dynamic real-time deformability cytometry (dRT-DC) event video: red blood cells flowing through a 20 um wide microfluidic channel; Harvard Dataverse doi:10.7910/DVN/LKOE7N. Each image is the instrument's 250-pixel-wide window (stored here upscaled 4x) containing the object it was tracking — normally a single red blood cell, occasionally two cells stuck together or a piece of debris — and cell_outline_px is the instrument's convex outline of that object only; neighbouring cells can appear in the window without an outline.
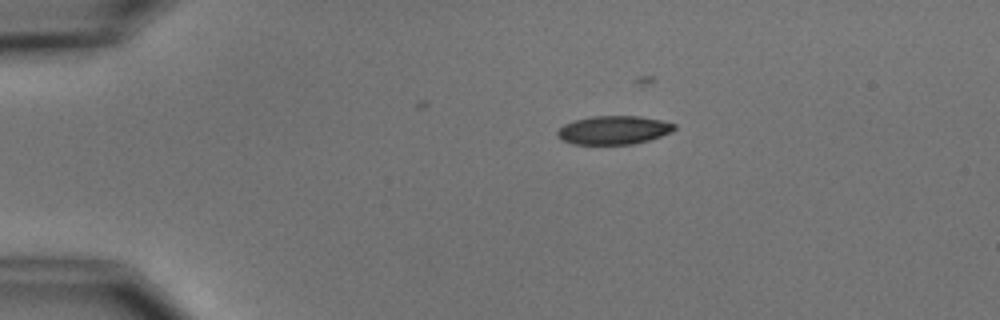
{"species": "common noctule bat (a hibernating species)", "species_latin": "Nyctalus noctula", "temperature_condition": "cold", "stored_images_in_passage": 5, "camera_frame_rate_fps": 3000, "um_per_image_px": 0.085, "animal": {"sex": "male", "body_mass_g": 15.6}, "frame": {"image": 1, "passage_image": 1, "time_ms": 0.0, "image_size_px": [1000, 320], "cell_outline_px": [[676, 128], [672, 132], [648, 140], [632, 144], [572, 144], [560, 140], [556, 136], [556, 132], [564, 124], [576, 120], [592, 116], [640, 116], [660, 120], [676, 124]], "centroid_in_image_um": [52.14, 11.06], "position_along_channel_um": 32.9, "area_um2": 19.48}}
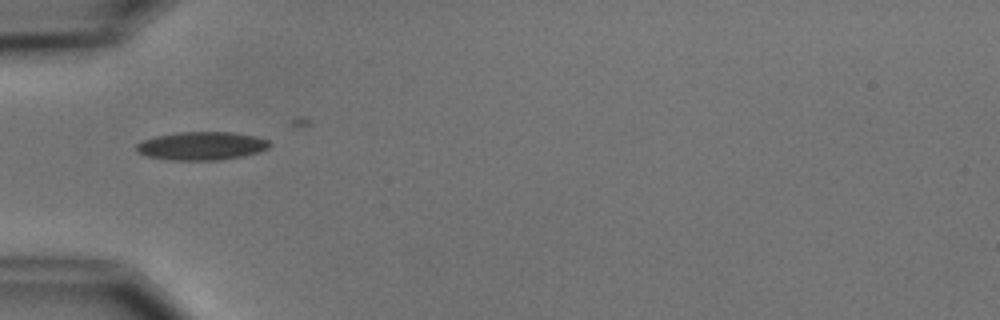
{"frame": {"image": 2, "passage_image": 3, "time_ms": 2.333, "image_size_px": [1000, 320], "cell_outline_px": [[272, 144], [268, 148], [244, 156], [220, 160], [172, 160], [148, 156], [136, 152], [136, 144], [144, 140], [156, 136], [180, 132], [232, 132], [252, 136], [268, 140]], "centroid_in_image_um": [17.13, 12.4], "position_along_channel_um": 67.9, "area_um2": 21.79}}
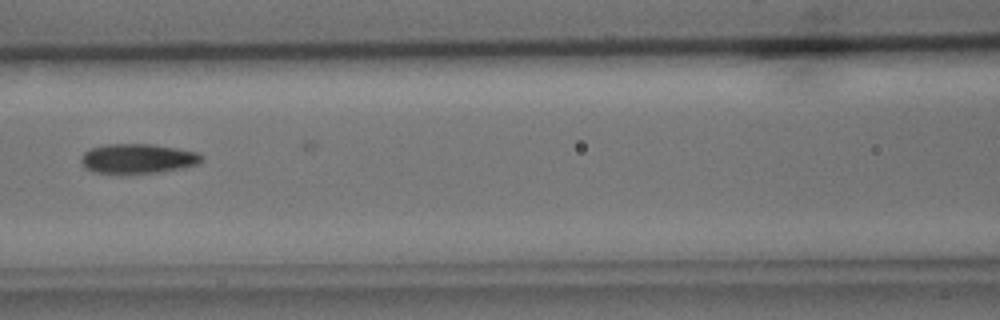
{"frame": {"image": 3, "passage_image": 5, "time_ms": 4.667, "image_size_px": [1000, 320], "cell_outline_px": [[204, 160], [200, 164], [184, 168], [156, 172], [96, 172], [84, 168], [80, 160], [80, 156], [88, 148], [108, 144], [152, 144], [200, 152], [204, 156]], "centroid_in_image_um": [11.75, 13.46], "position_along_channel_um": 154.8, "area_um2": 20.87}}